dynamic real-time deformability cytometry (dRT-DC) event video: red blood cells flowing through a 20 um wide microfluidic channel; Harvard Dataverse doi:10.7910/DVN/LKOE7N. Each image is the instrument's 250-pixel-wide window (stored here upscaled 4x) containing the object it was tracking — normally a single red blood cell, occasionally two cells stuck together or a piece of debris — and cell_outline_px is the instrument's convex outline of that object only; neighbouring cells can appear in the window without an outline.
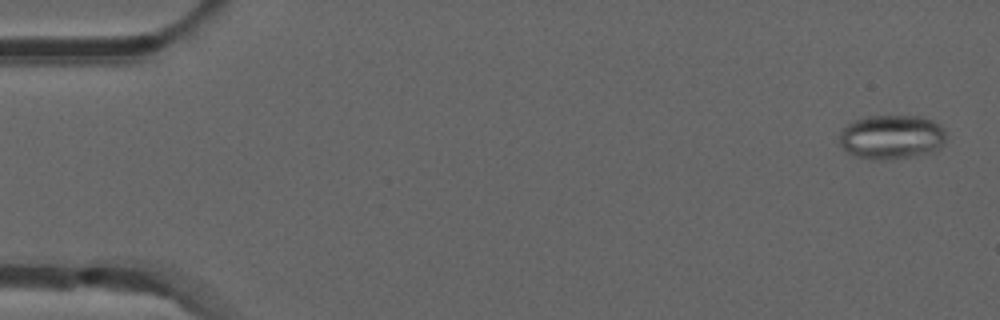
{"species": "common noctule bat (a hibernating species)", "species_latin": "Nyctalus noctula", "temperature_condition": "room temperature", "stored_images_in_passage": 52, "camera_frame_rate_fps": 3000, "um_per_image_px": 0.085, "animal": {"sex": "male", "forearm_length_mm": 52.5}, "frame": {"image": 1, "passage_image": 2, "time_ms": 0.333, "image_size_px": [1000, 320], "cell_outline_px": [[944, 144], [940, 148], [916, 156], [888, 160], [872, 160], [856, 156], [840, 148], [840, 132], [848, 124], [856, 120], [868, 116], [920, 116], [932, 120], [940, 124], [944, 128]], "centroid_in_image_um": [75.78, 11.66], "position_along_channel_um": 9.2, "area_um2": 27.69}}
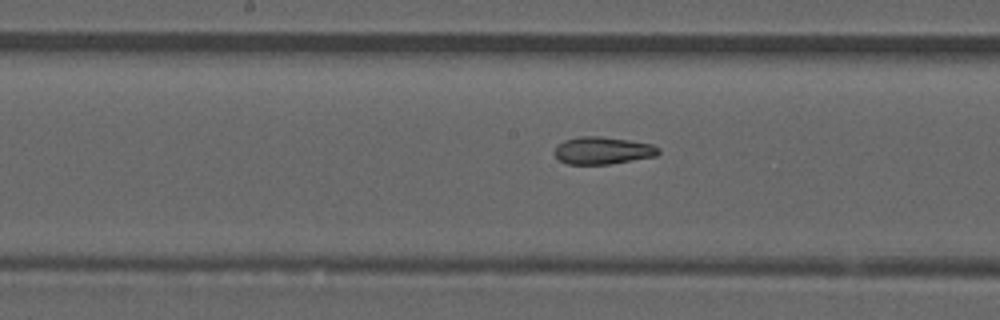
{"frame": {"image": 2, "passage_image": 27, "time_ms": 8.667, "image_size_px": [1000, 320], "cell_outline_px": [[660, 152], [656, 156], [608, 164], [568, 164], [560, 160], [552, 152], [564, 140], [580, 136], [600, 136], [628, 140], [652, 144], [660, 148]], "centroid_in_image_um": [51.23, 12.79], "position_along_channel_um": 197.0, "area_um2": 16.47}}
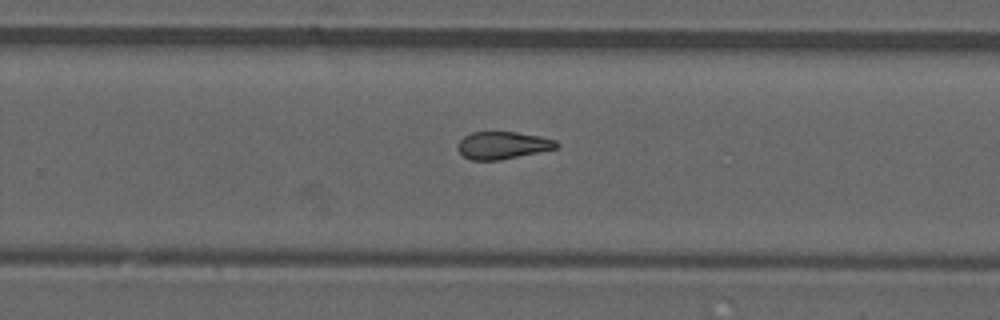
{"frame": {"image": 3, "passage_image": 34, "time_ms": 11.0, "image_size_px": [1000, 320], "cell_outline_px": [[560, 144], [556, 148], [500, 160], [472, 160], [464, 156], [456, 148], [456, 144], [464, 136], [472, 132], [516, 132], [540, 136], [556, 140]], "centroid_in_image_um": [42.7, 12.34], "position_along_channel_um": 287.1, "area_um2": 15.72}}